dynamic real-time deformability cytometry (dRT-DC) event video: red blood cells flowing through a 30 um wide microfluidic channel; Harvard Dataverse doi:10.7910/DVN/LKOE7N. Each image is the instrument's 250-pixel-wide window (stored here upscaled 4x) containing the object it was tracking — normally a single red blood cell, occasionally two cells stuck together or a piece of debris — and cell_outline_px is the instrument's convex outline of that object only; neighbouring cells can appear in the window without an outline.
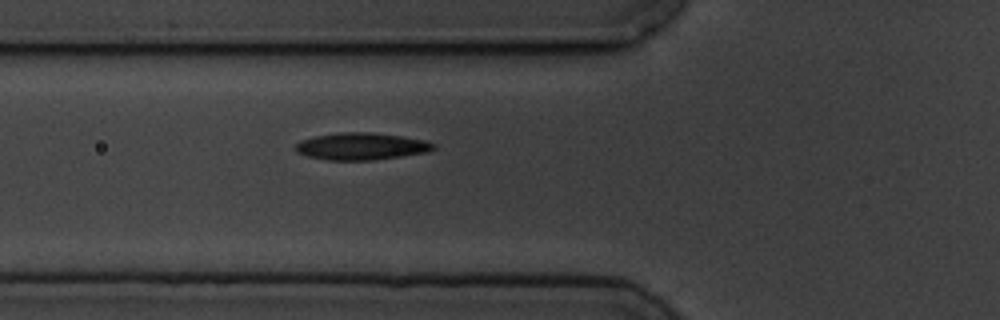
{"species": "common noctule bat (a hibernating species)", "species_latin": "Nyctalus noctula", "temperature_condition": "cold", "stored_images_in_passage": 6, "camera_frame_rate_fps": 3000, "um_per_image_px": 0.085, "animal": {"sex": "male", "body_mass_g": 19.5, "forearm_length_mm": 54.6}, "frame": {"image": 1, "passage_image": 6, "time_ms": 5.667, "image_size_px": [1000, 320], "cell_outline_px": [[436, 148], [428, 152], [372, 160], [328, 160], [308, 156], [296, 152], [292, 148], [300, 140], [316, 136], [340, 132], [372, 132], [400, 136], [424, 140], [436, 144]], "centroid_in_image_um": [30.69, 12.43], "position_along_channel_um": 95.1, "area_um2": 21.79}}